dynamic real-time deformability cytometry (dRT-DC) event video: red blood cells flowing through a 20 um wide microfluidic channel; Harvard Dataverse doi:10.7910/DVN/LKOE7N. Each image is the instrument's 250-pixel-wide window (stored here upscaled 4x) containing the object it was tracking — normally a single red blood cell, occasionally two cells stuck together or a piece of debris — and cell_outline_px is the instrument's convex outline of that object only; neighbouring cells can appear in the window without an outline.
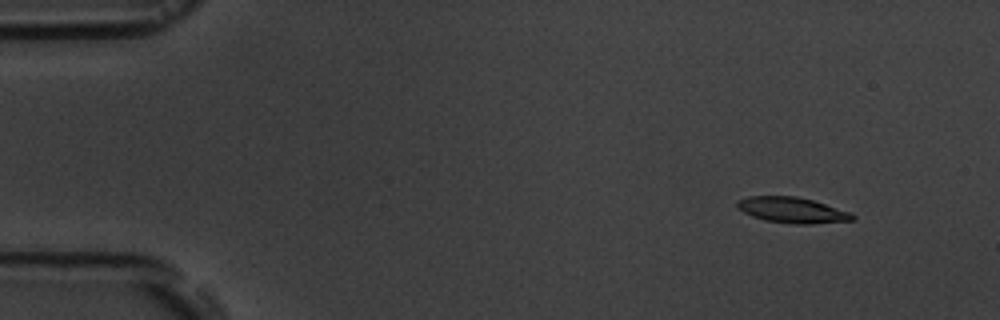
{"species": "common noctule bat (a hibernating species)", "species_latin": "Nyctalus noctula", "temperature_condition": "room temperature", "stored_images_in_passage": 4, "camera_frame_rate_fps": 3000, "um_per_image_px": 0.085, "animal": {"sex": "male", "body_mass_g": 19.5, "forearm_length_mm": 54.6}, "frame": {"image": 1, "passage_image": 1, "time_ms": 0.0, "image_size_px": [1000, 320], "cell_outline_px": [[856, 220], [812, 224], [796, 224], [764, 220], [752, 216], [736, 208], [736, 200], [748, 196], [796, 196], [812, 200], [852, 212], [856, 216]], "centroid_in_image_um": [67.35, 17.86], "position_along_channel_um": 17.7, "area_um2": 17.46}}
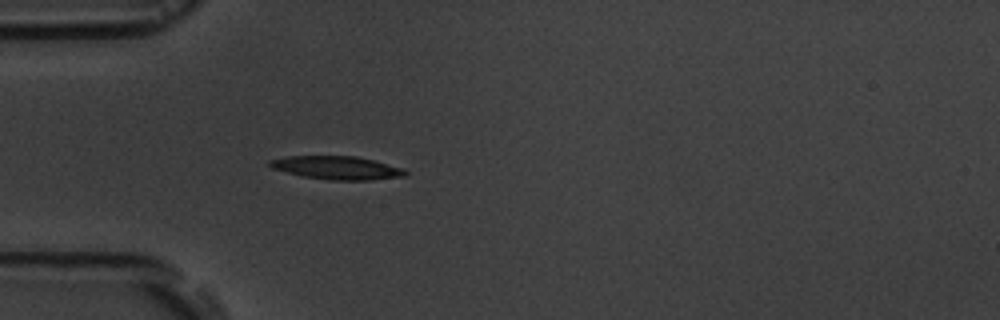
{"frame": {"image": 2, "passage_image": 4, "time_ms": 3.667, "image_size_px": [1000, 320], "cell_outline_px": [[408, 172], [404, 176], [368, 180], [332, 180], [300, 176], [272, 168], [268, 164], [268, 160], [288, 156], [356, 156], [404, 168]], "centroid_in_image_um": [28.61, 14.26], "position_along_channel_um": 56.4, "area_um2": 18.32}}